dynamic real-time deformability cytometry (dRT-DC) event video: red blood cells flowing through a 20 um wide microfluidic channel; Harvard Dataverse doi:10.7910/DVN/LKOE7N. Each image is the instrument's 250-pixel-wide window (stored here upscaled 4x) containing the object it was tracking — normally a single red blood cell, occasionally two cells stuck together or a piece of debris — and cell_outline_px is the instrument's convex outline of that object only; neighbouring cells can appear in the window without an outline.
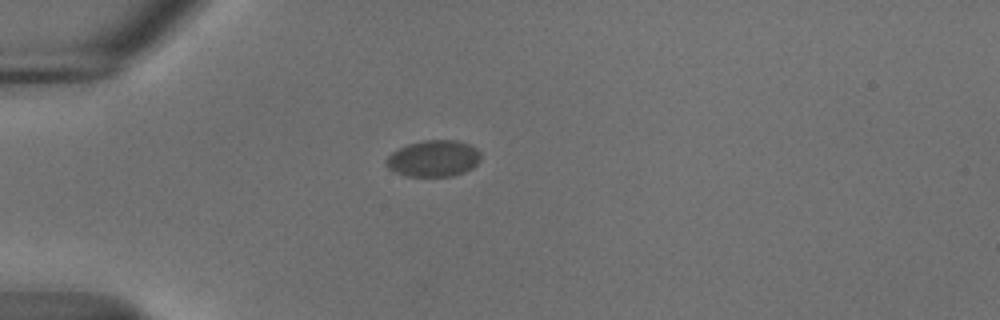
{"species": "common noctule bat (a hibernating species)", "species_latin": "Nyctalus noctula", "temperature_condition": "cold", "stored_images_in_passage": 29, "camera_frame_rate_fps": 3000, "um_per_image_px": 0.085, "animal": {"sex": "male", "body_mass_g": 18.8}, "frame": {"image": 1, "passage_image": 1, "time_ms": 0.0, "image_size_px": [1000, 320], "cell_outline_px": [[480, 160], [472, 168], [464, 172], [452, 176], [404, 176], [388, 168], [384, 164], [384, 160], [392, 152], [408, 144], [424, 140], [456, 140], [468, 144], [476, 148], [480, 152]], "centroid_in_image_um": [36.83, 13.47], "position_along_channel_um": 48.2, "area_um2": 20.11}}
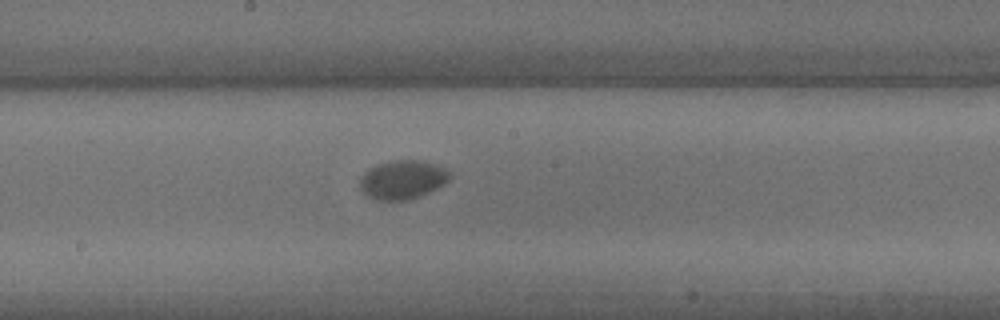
{"frame": {"image": 2, "passage_image": 16, "time_ms": 5.0, "image_size_px": [1000, 320], "cell_outline_px": [[452, 176], [444, 184], [420, 196], [408, 200], [380, 200], [368, 196], [360, 192], [360, 180], [364, 172], [368, 168], [392, 160], [412, 160], [432, 164], [448, 168], [452, 172]], "centroid_in_image_um": [34.22, 15.28], "position_along_channel_um": 214.0, "area_um2": 20.29}}
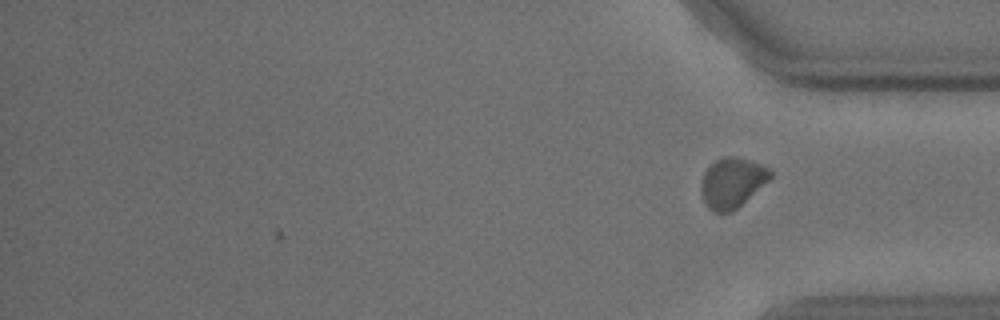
{"frame": {"image": 3, "passage_image": 29, "time_ms": 9.333, "image_size_px": [1000, 320], "cell_outline_px": [[772, 176], [768, 180], [732, 212], [712, 212], [708, 208], [700, 192], [700, 184], [704, 172], [716, 160], [724, 156], [732, 156], [748, 160], [760, 164], [768, 168], [772, 172]], "centroid_in_image_um": [62.19, 15.53], "position_along_channel_um": 373.0, "area_um2": 19.88}, "authors_computed_cell_mechanics": {"area_um2": 19.8832, "velocity_mm_per_s": 3.6815, "shape_relaxation_time_tau1_ms": 2.6723, "shape_relaxation_time_tau2_ms": null, "deformation_change_tau1": 0.0289, "deformation_change_tau2": null}}